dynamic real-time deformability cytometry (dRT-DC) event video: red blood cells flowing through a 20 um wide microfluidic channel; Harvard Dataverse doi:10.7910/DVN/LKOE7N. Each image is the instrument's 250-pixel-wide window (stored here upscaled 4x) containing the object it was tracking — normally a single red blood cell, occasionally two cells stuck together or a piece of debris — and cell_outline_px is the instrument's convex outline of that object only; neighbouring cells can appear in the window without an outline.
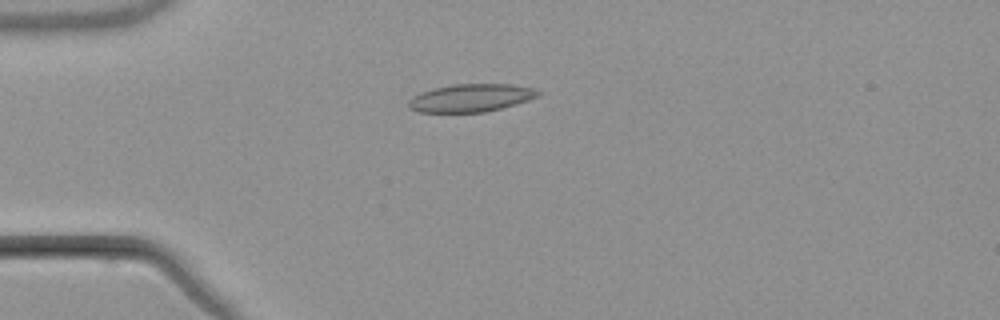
{"species": "common noctule bat (a hibernating species)", "species_latin": "Nyctalus noctula", "temperature_condition": "warm", "stored_images_in_passage": 6, "camera_frame_rate_fps": 3000, "um_per_image_px": 0.085, "animal": {"sex": "male", "body_mass_g": 21.5, "forearm_length_mm": 52.0}, "frame": {"image": 1, "passage_image": 4, "time_ms": 3.667, "image_size_px": [1000, 320], "cell_outline_px": [[540, 96], [516, 104], [484, 112], [420, 112], [408, 108], [408, 100], [412, 96], [420, 92], [432, 88], [452, 84], [516, 84], [532, 88], [540, 92]], "centroid_in_image_um": [40.0, 8.31], "position_along_channel_um": 45.0, "area_um2": 21.15}}
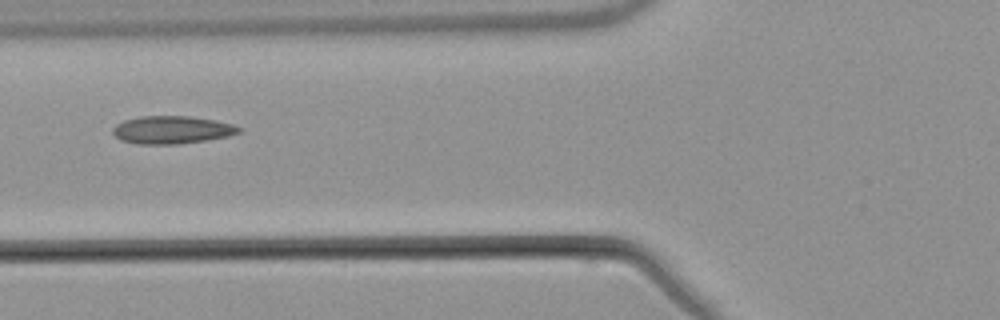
{"frame": {"image": 2, "passage_image": 6, "time_ms": 6.0, "image_size_px": [1000, 320], "cell_outline_px": [[244, 128], [240, 132], [228, 136], [204, 140], [176, 144], [136, 144], [120, 140], [112, 132], [112, 128], [116, 124], [124, 120], [140, 116], [188, 116], [216, 120], [232, 124]], "centroid_in_image_um": [14.6, 11.03], "position_along_channel_um": 111.2, "area_um2": 20.46}}